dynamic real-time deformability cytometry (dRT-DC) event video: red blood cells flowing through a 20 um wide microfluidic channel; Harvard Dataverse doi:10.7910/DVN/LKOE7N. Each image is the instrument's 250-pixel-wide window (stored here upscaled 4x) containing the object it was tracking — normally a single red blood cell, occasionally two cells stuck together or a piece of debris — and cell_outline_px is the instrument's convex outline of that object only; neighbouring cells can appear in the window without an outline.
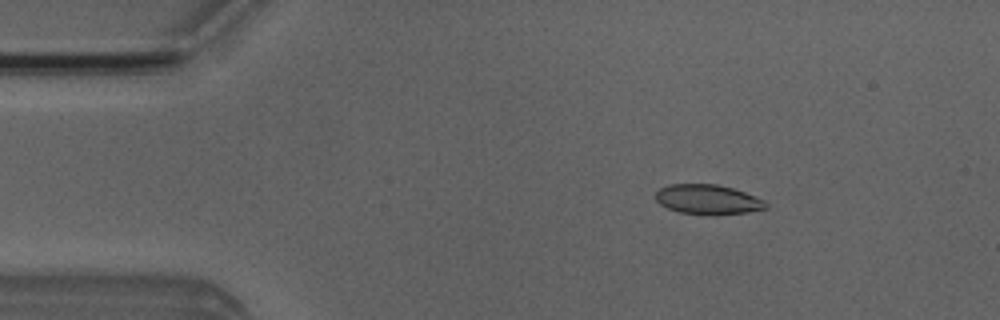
{"species": "Egyptian fruit bat (a non-hibernating species)", "species_latin": "Rousettus aegyptiacus", "temperature_condition": "room temperature", "stored_images_in_passage": 49, "camera_frame_rate_fps": 3000, "um_per_image_px": 0.085, "animal": {"sex": "male"}, "frame": {"image": 1, "passage_image": 6, "time_ms": 1.667, "image_size_px": [1000, 320], "cell_outline_px": [[768, 208], [748, 212], [680, 212], [668, 208], [660, 204], [656, 200], [656, 192], [660, 188], [668, 184], [716, 184], [732, 188], [744, 192], [764, 200], [768, 204]], "centroid_in_image_um": [60.15, 16.9], "position_along_channel_um": 24.9, "area_um2": 18.26}}
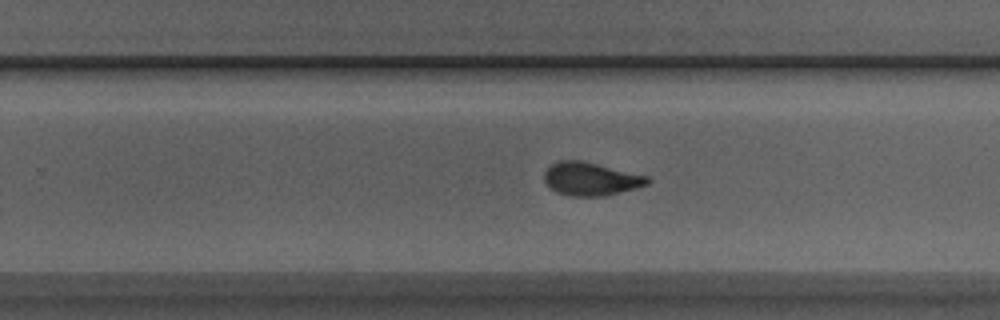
{"frame": {"image": 2, "passage_image": 30, "time_ms": 9.667, "image_size_px": [1000, 320], "cell_outline_px": [[652, 180], [648, 184], [636, 188], [608, 196], [568, 196], [556, 192], [544, 180], [544, 172], [552, 164], [560, 160], [580, 160], [648, 176]], "centroid_in_image_um": [50.23, 15.22], "position_along_channel_um": 279.6, "area_um2": 19.94}}
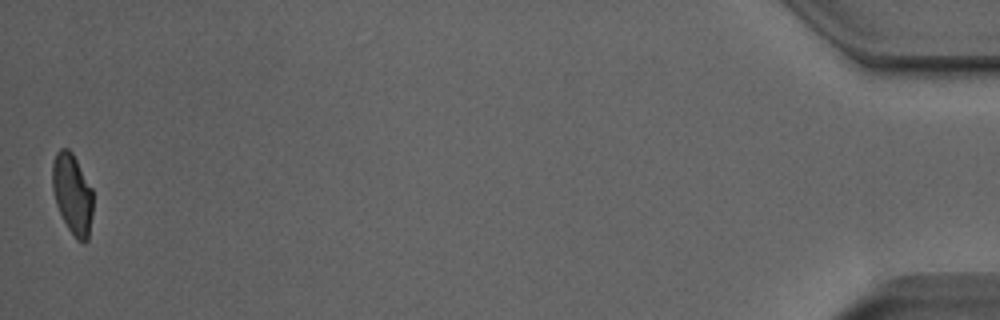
{"frame": {"image": 3, "passage_image": 49, "time_ms": 16.0, "image_size_px": [1000, 320], "cell_outline_px": [[92, 216], [88, 240], [84, 244], [76, 240], [68, 228], [56, 204], [52, 188], [52, 164], [56, 152], [60, 148], [68, 148], [72, 152], [92, 188]], "centroid_in_image_um": [6.15, 16.5], "position_along_channel_um": 429.0, "area_um2": 19.13}, "authors_computed_cell_mechanics": {"area_um2": 19.941, "velocity_mm_per_s": 3.9671, "shape_relaxation_time_tau1_ms": 3.7356, "shape_relaxation_time_tau2_ms": 1.0841, "deformation_change_tau1": 0.1416, "deformation_change_tau2": 0.0619}}